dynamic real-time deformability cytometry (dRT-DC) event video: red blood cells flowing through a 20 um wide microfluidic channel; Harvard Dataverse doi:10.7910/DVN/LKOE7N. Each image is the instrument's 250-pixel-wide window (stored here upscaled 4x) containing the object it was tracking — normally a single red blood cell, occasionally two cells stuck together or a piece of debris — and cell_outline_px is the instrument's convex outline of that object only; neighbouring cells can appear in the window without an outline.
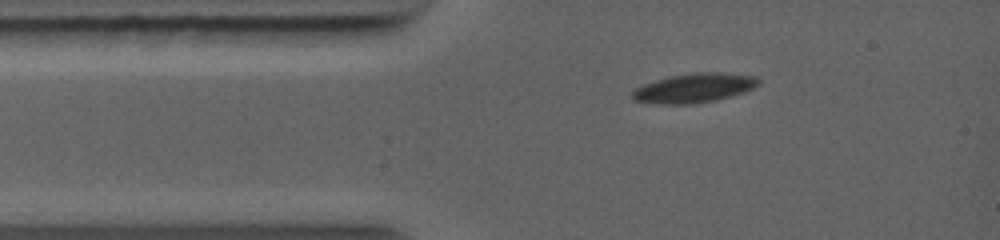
{"species": "common noctule bat (a hibernating species)", "species_latin": "Nyctalus noctula", "temperature_condition": "warm", "stored_images_in_passage": 9, "camera_frame_rate_fps": 5000, "um_per_image_px": 0.085, "animal": {"sex": "female", "body_mass_g": 19.0, "forearm_length_mm": 56.7}, "frame": {"image": 1, "passage_image": 1, "time_ms": 0.0, "image_size_px": [1000, 240], "cell_outline_px": [[760, 84], [752, 88], [716, 100], [688, 104], [660, 104], [636, 100], [632, 96], [632, 92], [636, 88], [644, 84], [668, 76], [692, 72], [720, 72], [756, 76], [760, 80]], "centroid_in_image_um": [59.0, 7.46], "position_along_channel_um": 26.0, "area_um2": 21.27}}
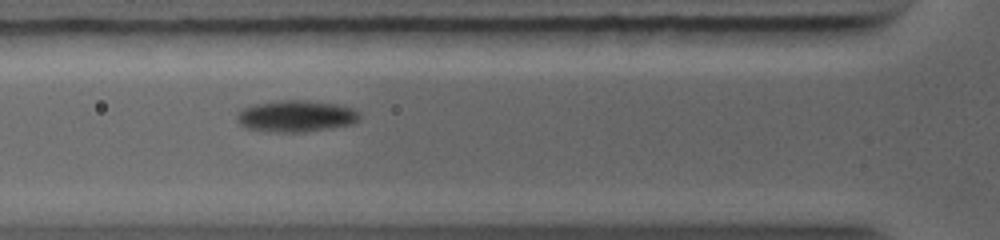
{"frame": {"image": 2, "passage_image": 6, "time_ms": 2.0, "image_size_px": [1000, 240], "cell_outline_px": [[360, 116], [352, 124], [304, 132], [268, 132], [248, 128], [240, 124], [236, 120], [236, 116], [244, 108], [256, 104], [280, 100], [308, 100], [336, 104], [360, 112]], "centroid_in_image_um": [25.14, 9.87], "position_along_channel_um": 100.7, "area_um2": 22.31}}
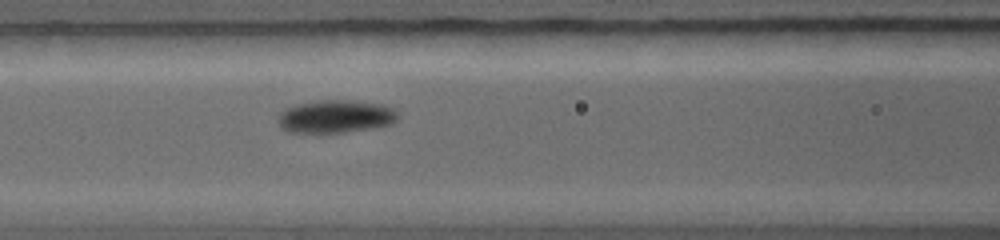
{"frame": {"image": 3, "passage_image": 8, "time_ms": 2.8, "image_size_px": [1000, 240], "cell_outline_px": [[400, 116], [392, 124], [376, 128], [344, 132], [288, 132], [280, 128], [280, 112], [284, 108], [296, 104], [316, 100], [348, 100], [384, 104], [400, 112]], "centroid_in_image_um": [28.58, 9.89], "position_along_channel_um": 138.0, "area_um2": 23.24}}